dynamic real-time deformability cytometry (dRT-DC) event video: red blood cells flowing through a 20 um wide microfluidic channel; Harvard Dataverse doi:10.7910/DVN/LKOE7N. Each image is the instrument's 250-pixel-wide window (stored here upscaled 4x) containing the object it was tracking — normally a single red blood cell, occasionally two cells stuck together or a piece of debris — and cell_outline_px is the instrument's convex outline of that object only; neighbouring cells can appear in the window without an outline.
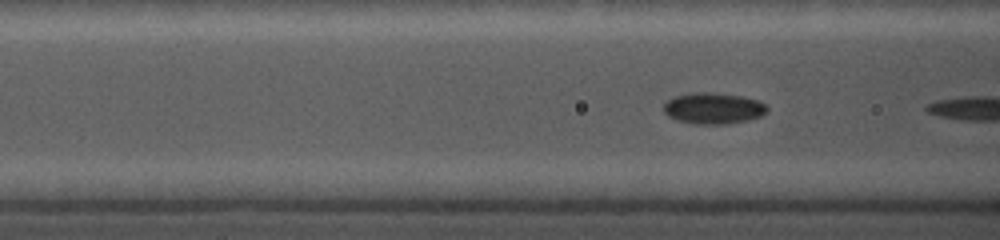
{"species": "common noctule bat (a hibernating species)", "species_latin": "Nyctalus noctula", "temperature_condition": "cold", "stored_images_in_passage": 9, "camera_frame_rate_fps": 5000, "um_per_image_px": 0.085, "animal": {"sex": "female", "body_mass_g": 19.0, "forearm_length_mm": 56.7}, "frame": {"image": 1, "passage_image": 6, "time_ms": 1.2, "image_size_px": [1000, 240], "cell_outline_px": [[768, 112], [760, 116], [748, 120], [728, 124], [692, 124], [676, 120], [668, 116], [664, 112], [664, 104], [668, 100], [676, 96], [704, 92], [708, 92], [744, 96], [760, 100], [768, 108]], "centroid_in_image_um": [60.67, 9.22], "position_along_channel_um": 105.9, "area_um2": 18.84}}